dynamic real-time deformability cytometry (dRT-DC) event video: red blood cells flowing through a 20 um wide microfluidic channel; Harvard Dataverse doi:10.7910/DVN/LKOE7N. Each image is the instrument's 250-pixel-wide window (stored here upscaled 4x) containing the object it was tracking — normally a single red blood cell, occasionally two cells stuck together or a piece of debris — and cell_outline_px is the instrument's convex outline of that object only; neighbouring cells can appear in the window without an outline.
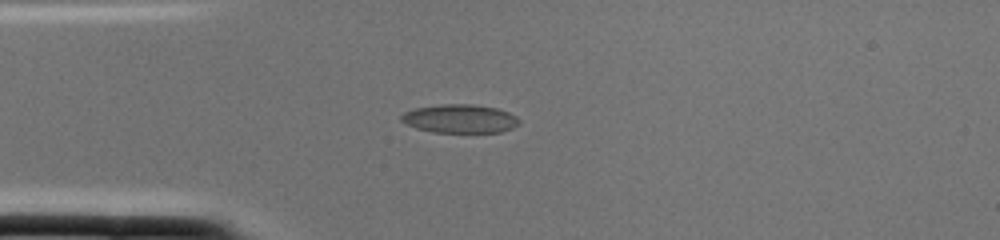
{"species": "common noctule bat (a hibernating species)", "species_latin": "Nyctalus noctula", "temperature_condition": "cold", "stored_images_in_passage": 1, "camera_frame_rate_fps": 3000, "um_per_image_px": 0.085, "animal": {"sex": "female", "body_mass_g": 22.0, "forearm_length_mm": 56.7}, "frame": {"image": 1, "passage_image": 1, "time_ms": 0.0, "image_size_px": [1000, 240], "cell_outline_px": [[520, 124], [512, 128], [500, 132], [432, 132], [416, 128], [400, 120], [400, 116], [404, 112], [416, 108], [440, 104], [472, 104], [496, 108], [508, 112], [516, 116], [520, 120]], "centroid_in_image_um": [39.1, 10.09], "position_along_channel_um": 45.9, "area_um2": 19.59}}